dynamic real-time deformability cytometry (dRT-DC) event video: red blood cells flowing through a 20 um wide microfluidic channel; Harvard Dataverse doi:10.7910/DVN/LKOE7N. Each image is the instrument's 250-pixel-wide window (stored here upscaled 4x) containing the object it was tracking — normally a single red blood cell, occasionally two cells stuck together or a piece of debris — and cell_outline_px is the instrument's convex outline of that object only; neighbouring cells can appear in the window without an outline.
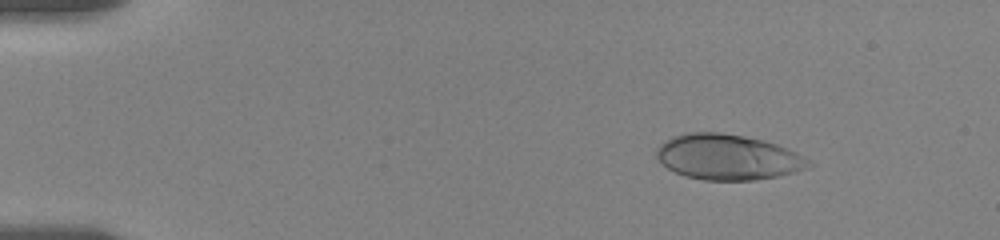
{"species": "human", "species_latin": "Homo sapiens", "temperature_condition": "room temperature", "stored_images_in_passage": 11, "camera_frame_rate_fps": 3000, "um_per_image_px": 0.085, "donor": {"sex": "female"}, "frame": {"image": 1, "passage_image": 4, "time_ms": 2.0, "image_size_px": [1000, 240], "cell_outline_px": [[812, 164], [796, 172], [776, 176], [752, 180], [704, 180], [684, 176], [668, 168], [656, 156], [656, 148], [664, 140], [672, 136], [684, 132], [720, 132], [744, 136], [764, 140], [788, 148], [804, 156]], "centroid_in_image_um": [61.83, 13.34], "position_along_channel_um": 23.2, "area_um2": 40.29}}
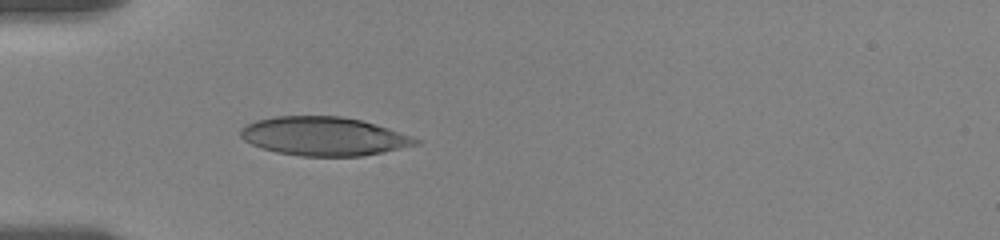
{"frame": {"image": 2, "passage_image": 9, "time_ms": 5.333, "image_size_px": [1000, 240], "cell_outline_px": [[420, 144], [384, 152], [360, 156], [300, 156], [276, 152], [260, 148], [244, 140], [240, 136], [240, 128], [256, 120], [276, 116], [340, 116], [360, 120], [376, 124], [388, 128], [420, 140]], "centroid_in_image_um": [27.5, 11.59], "position_along_channel_um": 57.5, "area_um2": 39.42}}
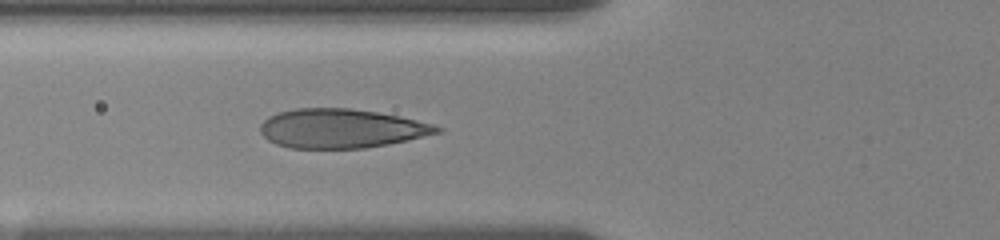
{"frame": {"image": 3, "passage_image": 11, "time_ms": 6.667, "image_size_px": [1000, 240], "cell_outline_px": [[444, 128], [440, 132], [408, 140], [388, 144], [364, 148], [288, 148], [276, 144], [268, 140], [260, 132], [260, 124], [268, 116], [276, 112], [296, 108], [352, 108], [400, 116], [436, 124]], "centroid_in_image_um": [29.0, 10.91], "position_along_channel_um": 96.8, "area_um2": 40.58}}